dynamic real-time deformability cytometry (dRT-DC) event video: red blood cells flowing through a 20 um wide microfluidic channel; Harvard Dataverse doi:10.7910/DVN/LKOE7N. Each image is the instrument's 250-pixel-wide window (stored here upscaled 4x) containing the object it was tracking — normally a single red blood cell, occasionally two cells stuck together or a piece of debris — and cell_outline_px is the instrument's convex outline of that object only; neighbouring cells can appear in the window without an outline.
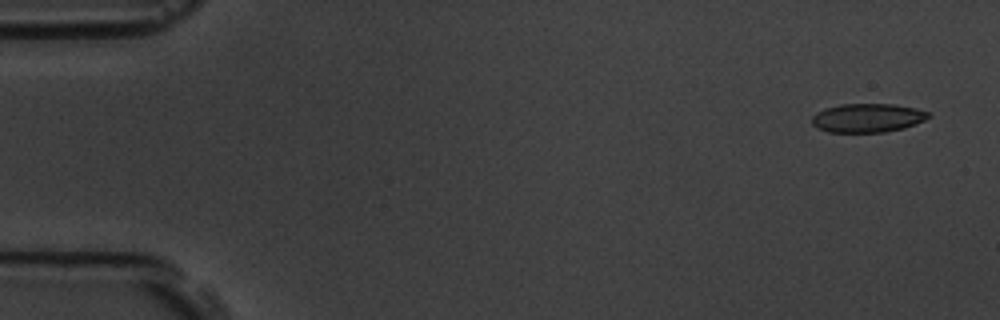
{"species": "common noctule bat (a hibernating species)", "species_latin": "Nyctalus noctula", "temperature_condition": "room temperature", "stored_images_in_passage": 4, "camera_frame_rate_fps": 3000, "um_per_image_px": 0.085, "animal": {"sex": "male", "body_mass_g": 19.5, "forearm_length_mm": 54.6}, "frame": {"image": 1, "passage_image": 1, "time_ms": 0.0, "image_size_px": [1000, 320], "cell_outline_px": [[932, 116], [924, 120], [904, 128], [884, 132], [828, 132], [816, 128], [812, 124], [812, 116], [816, 112], [824, 108], [840, 104], [892, 104], [916, 108], [928, 112]], "centroid_in_image_um": [73.71, 10.02], "position_along_channel_um": 11.3, "area_um2": 19.65}}
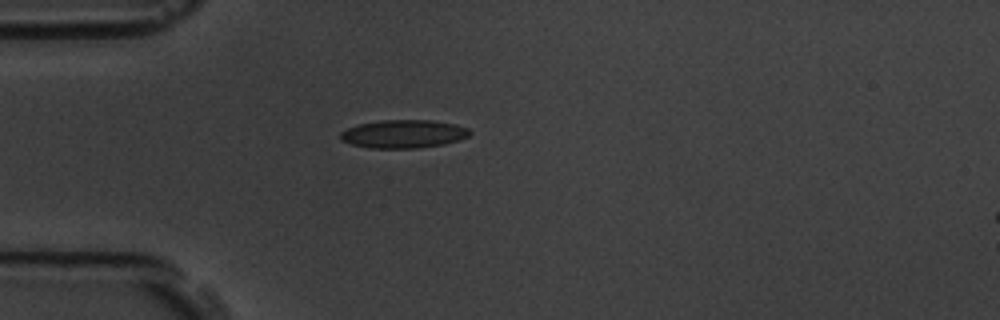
{"frame": {"image": 2, "passage_image": 4, "time_ms": 1.0, "image_size_px": [1000, 320], "cell_outline_px": [[472, 132], [468, 136], [460, 140], [444, 144], [416, 148], [368, 148], [352, 144], [340, 140], [340, 132], [348, 128], [360, 124], [380, 120], [432, 120], [456, 124], [468, 128]], "centroid_in_image_um": [34.32, 11.38], "position_along_channel_um": 50.7, "area_um2": 21.33}}